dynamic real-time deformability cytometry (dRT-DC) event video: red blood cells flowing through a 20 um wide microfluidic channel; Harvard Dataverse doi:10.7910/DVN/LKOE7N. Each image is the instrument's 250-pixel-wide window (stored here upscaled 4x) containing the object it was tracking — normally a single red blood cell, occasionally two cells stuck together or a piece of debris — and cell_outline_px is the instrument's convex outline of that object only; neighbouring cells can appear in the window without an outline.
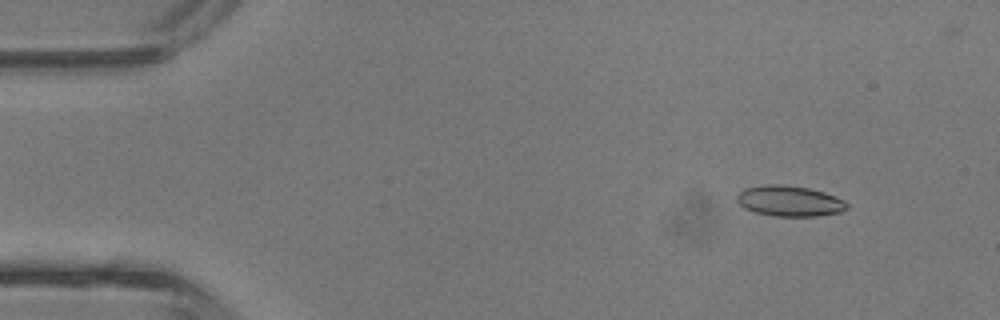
{"species": "common noctule bat (a hibernating species)", "species_latin": "Nyctalus noctula", "temperature_condition": "room temperature", "stored_images_in_passage": 5, "camera_frame_rate_fps": 3000, "um_per_image_px": 0.085, "animal": {"sex": "male", "body_mass_g": 13.3}, "frame": {"image": 1, "passage_image": 2, "time_ms": 0.333, "image_size_px": [1000, 320], "cell_outline_px": [[848, 208], [840, 212], [816, 216], [776, 216], [756, 212], [744, 208], [736, 200], [736, 196], [744, 188], [768, 184], [784, 184], [808, 188], [824, 192], [836, 196], [844, 200], [848, 204]], "centroid_in_image_um": [67.12, 17.08], "position_along_channel_um": 17.9, "area_um2": 19.65}}
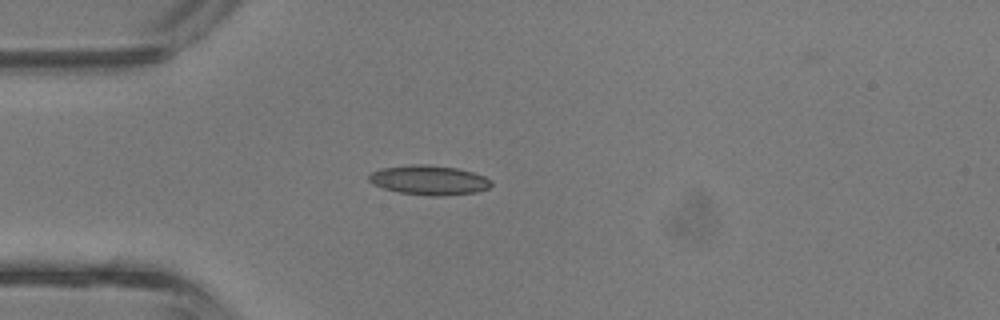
{"frame": {"image": 2, "passage_image": 4, "time_ms": 1.0, "image_size_px": [1000, 320], "cell_outline_px": [[492, 184], [488, 188], [476, 192], [440, 196], [436, 196], [400, 192], [384, 188], [372, 184], [368, 180], [368, 176], [372, 172], [380, 168], [412, 164], [428, 164], [456, 168], [472, 172], [484, 176], [492, 180]], "centroid_in_image_um": [36.46, 15.3], "position_along_channel_um": 48.5, "area_um2": 20.98}}